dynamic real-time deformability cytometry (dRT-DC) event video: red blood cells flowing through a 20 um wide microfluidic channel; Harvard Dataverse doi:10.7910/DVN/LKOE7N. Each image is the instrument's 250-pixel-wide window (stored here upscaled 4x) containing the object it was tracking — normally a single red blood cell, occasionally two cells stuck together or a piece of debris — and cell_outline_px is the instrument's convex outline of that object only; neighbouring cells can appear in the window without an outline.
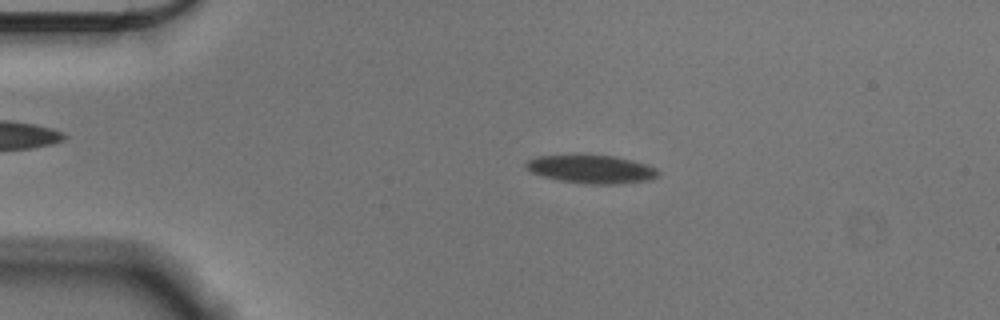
{"species": "Egyptian fruit bat (a non-hibernating species)", "species_latin": "Rousettus aegyptiacus", "temperature_condition": "cold", "stored_images_in_passage": 56, "camera_frame_rate_fps": 3000, "um_per_image_px": 0.085, "animal": {"sex": "male"}, "frame": {"image": 1, "passage_image": 11, "time_ms": 3.333, "image_size_px": [1000, 320], "cell_outline_px": [[660, 172], [656, 176], [648, 180], [616, 184], [584, 184], [560, 180], [544, 176], [532, 172], [524, 168], [524, 164], [528, 160], [536, 156], [612, 156], [632, 160], [656, 168]], "centroid_in_image_um": [50.25, 14.39], "position_along_channel_um": 34.8, "area_um2": 21.33}}
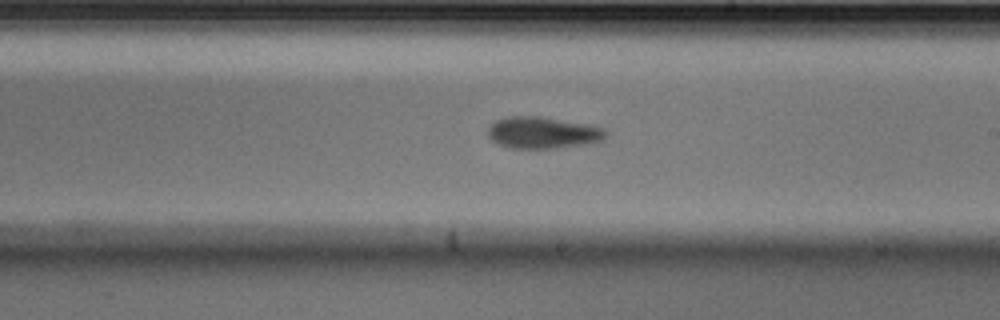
{"frame": {"image": 2, "passage_image": 32, "time_ms": 10.333, "image_size_px": [1000, 320], "cell_outline_px": [[608, 132], [604, 140], [588, 144], [560, 148], [512, 148], [500, 144], [492, 140], [488, 136], [488, 128], [496, 120], [508, 116], [536, 116], [588, 124], [604, 128]], "centroid_in_image_um": [46.18, 11.28], "position_along_channel_um": 242.8, "area_um2": 21.79}}
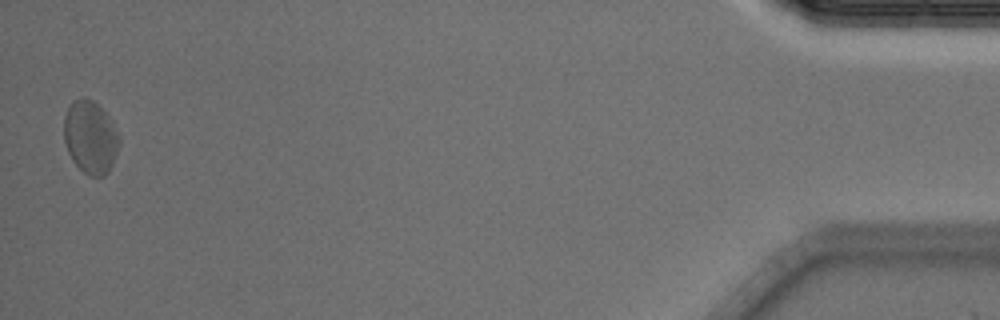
{"frame": {"image": 3, "passage_image": 55, "time_ms": 18.0, "image_size_px": [1000, 320], "cell_outline_px": [[120, 144], [112, 164], [108, 172], [104, 176], [88, 176], [72, 160], [68, 152], [64, 140], [64, 116], [72, 100], [84, 96], [92, 100], [112, 120], [120, 136]], "centroid_in_image_um": [7.69, 11.65], "position_along_channel_um": 427.5, "area_um2": 23.58}, "authors_computed_cell_mechanics": {"area_um2": 22.1663, "velocity_mm_per_s": 3.5505, "shape_relaxation_time_tau1_ms": 4.673, "shape_relaxation_time_tau2_ms": 5.2604, "deformation_change_tau1": 0.0872, "deformation_change_tau2": 0.1162}}